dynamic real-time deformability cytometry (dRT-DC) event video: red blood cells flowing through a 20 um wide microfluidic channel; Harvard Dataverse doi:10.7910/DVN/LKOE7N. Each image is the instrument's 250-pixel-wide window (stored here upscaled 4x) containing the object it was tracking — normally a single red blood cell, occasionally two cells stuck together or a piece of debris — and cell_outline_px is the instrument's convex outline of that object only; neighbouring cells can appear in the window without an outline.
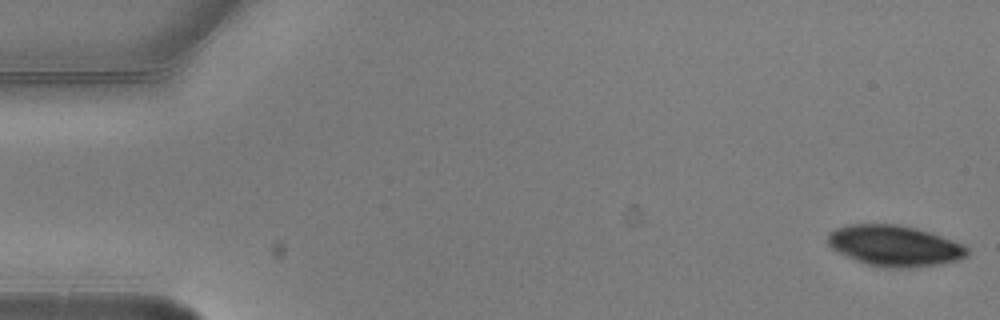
{"species": "common noctule bat (a hibernating species)", "species_latin": "Nyctalus noctula", "temperature_condition": "warm", "stored_images_in_passage": 5, "camera_frame_rate_fps": 3000, "um_per_image_px": 0.085, "animal": {"sex": "male", "body_mass_g": 20.5, "forearm_length_mm": 52.5}, "frame": {"image": 1, "passage_image": 1, "time_ms": 0.0, "image_size_px": [1000, 320], "cell_outline_px": [[968, 256], [960, 260], [940, 264], [912, 268], [884, 268], [868, 264], [856, 260], [836, 252], [828, 244], [828, 232], [836, 228], [848, 224], [900, 224], [932, 232], [964, 244], [968, 248]], "centroid_in_image_um": [76.06, 20.89], "position_along_channel_um": 8.9, "area_um2": 33.7}}